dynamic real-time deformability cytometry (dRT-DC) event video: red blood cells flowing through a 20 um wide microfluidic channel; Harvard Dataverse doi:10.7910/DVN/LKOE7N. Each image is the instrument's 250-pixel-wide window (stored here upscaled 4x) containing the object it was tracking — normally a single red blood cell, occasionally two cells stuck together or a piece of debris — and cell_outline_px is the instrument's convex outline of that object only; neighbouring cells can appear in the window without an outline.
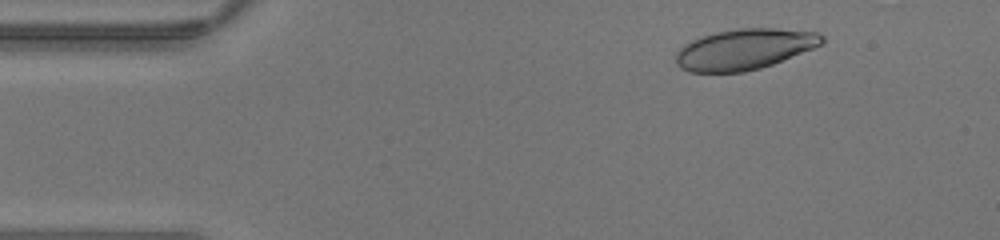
{"species": "human", "species_latin": "Homo sapiens", "temperature_condition": "warm", "stored_images_in_passage": 41, "camera_frame_rate_fps": 3000, "um_per_image_px": 0.085, "donor": {"sex": "male"}, "frame": {"image": 1, "passage_image": 4, "time_ms": 1.0, "image_size_px": [1000, 240], "cell_outline_px": [[824, 40], [820, 44], [812, 48], [772, 64], [760, 68], [744, 72], [688, 72], [680, 68], [676, 64], [676, 52], [684, 44], [692, 40], [716, 32], [740, 28], [776, 28], [816, 32], [824, 36]], "centroid_in_image_um": [63.23, 4.19], "position_along_channel_um": 21.8, "area_um2": 34.39}}
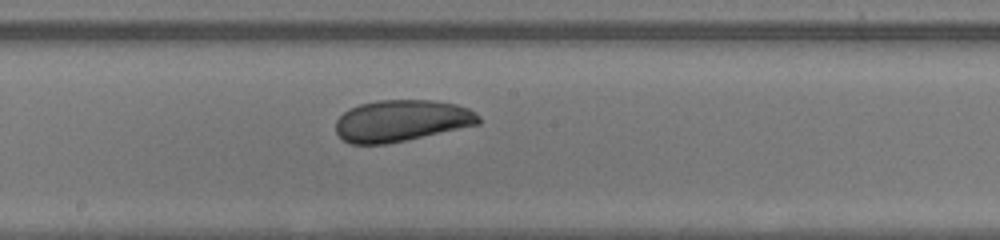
{"frame": {"image": 2, "passage_image": 21, "time_ms": 6.667, "image_size_px": [1000, 240], "cell_outline_px": [[480, 124], [388, 144], [352, 144], [344, 140], [336, 132], [336, 120], [344, 112], [360, 104], [380, 100], [432, 100], [456, 104], [468, 108], [476, 112], [480, 116]], "centroid_in_image_um": [34.15, 10.26], "position_along_channel_um": 214.1, "area_um2": 34.56}}
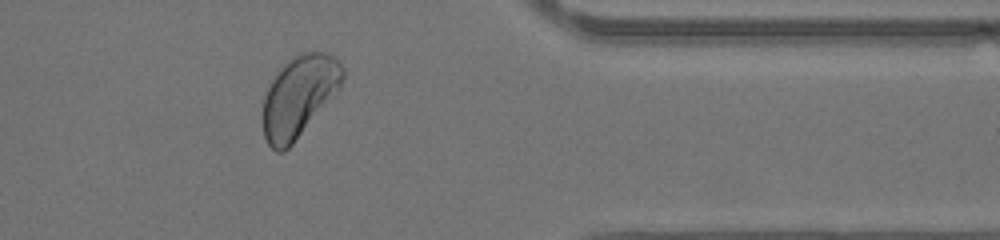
{"frame": {"image": 3, "passage_image": 33, "time_ms": 10.667, "image_size_px": [1000, 240], "cell_outline_px": [[344, 76], [340, 88], [292, 144], [284, 152], [276, 152], [268, 144], [264, 136], [264, 96], [276, 72], [292, 56], [300, 52], [324, 52], [332, 56], [344, 68]], "centroid_in_image_um": [25.42, 8.17], "position_along_channel_um": 386.0, "area_um2": 37.22}}